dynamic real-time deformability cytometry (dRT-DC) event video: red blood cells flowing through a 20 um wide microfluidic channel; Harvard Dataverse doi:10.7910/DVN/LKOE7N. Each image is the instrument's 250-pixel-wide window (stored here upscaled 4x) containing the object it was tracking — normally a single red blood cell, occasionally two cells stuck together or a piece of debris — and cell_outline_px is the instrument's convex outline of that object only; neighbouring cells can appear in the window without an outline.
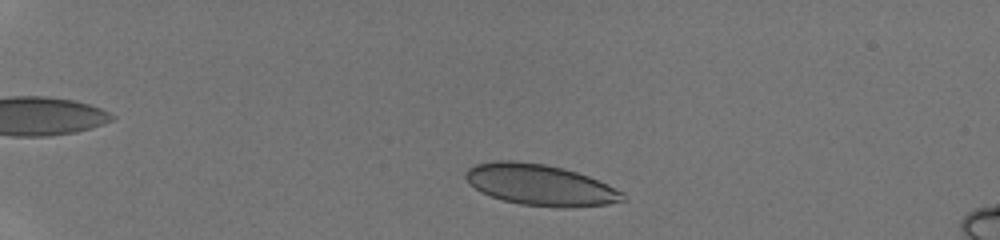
{"species": "human", "species_latin": "Homo sapiens", "temperature_condition": "room temperature", "stored_images_in_passage": 38, "camera_frame_rate_fps": 3000, "um_per_image_px": 0.085, "donor": {"sex": "male"}, "frame": {"image": 1, "passage_image": 4, "time_ms": 1.0, "image_size_px": [1000, 240], "cell_outline_px": [[628, 200], [608, 204], [564, 208], [560, 208], [520, 204], [504, 200], [480, 192], [464, 176], [464, 172], [468, 168], [476, 164], [492, 160], [512, 160], [544, 164], [564, 168], [588, 176], [608, 184], [624, 192], [628, 196]], "centroid_in_image_um": [45.96, 15.71], "position_along_channel_um": 39.0, "area_um2": 37.86}}
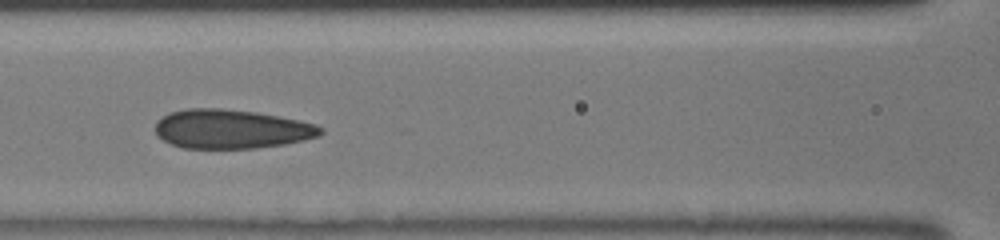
{"frame": {"image": 2, "passage_image": 16, "time_ms": 5.0, "image_size_px": [1000, 240], "cell_outline_px": [[324, 132], [320, 136], [304, 140], [284, 144], [256, 148], [184, 148], [172, 144], [156, 136], [156, 120], [172, 112], [188, 108], [220, 108], [256, 112], [300, 120], [316, 124], [324, 128]], "centroid_in_image_um": [19.7, 10.97], "position_along_channel_um": 146.9, "area_um2": 37.74}}
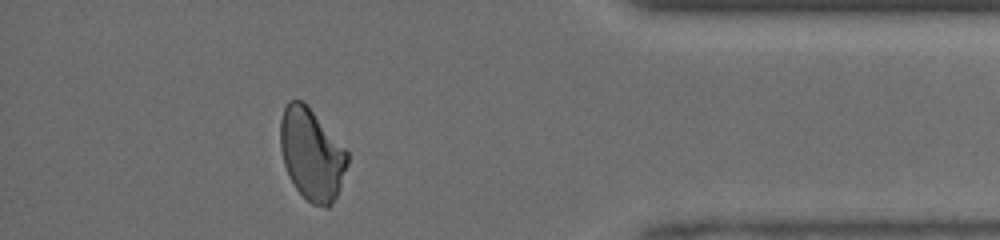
{"frame": {"image": 3, "passage_image": 34, "time_ms": 11.0, "image_size_px": [1000, 240], "cell_outline_px": [[348, 164], [336, 196], [332, 204], [328, 208], [324, 208], [312, 204], [296, 188], [288, 176], [284, 164], [280, 148], [280, 120], [284, 108], [288, 100], [304, 100], [348, 152]], "centroid_in_image_um": [26.47, 13.1], "position_along_channel_um": 408.7, "area_um2": 35.89}}